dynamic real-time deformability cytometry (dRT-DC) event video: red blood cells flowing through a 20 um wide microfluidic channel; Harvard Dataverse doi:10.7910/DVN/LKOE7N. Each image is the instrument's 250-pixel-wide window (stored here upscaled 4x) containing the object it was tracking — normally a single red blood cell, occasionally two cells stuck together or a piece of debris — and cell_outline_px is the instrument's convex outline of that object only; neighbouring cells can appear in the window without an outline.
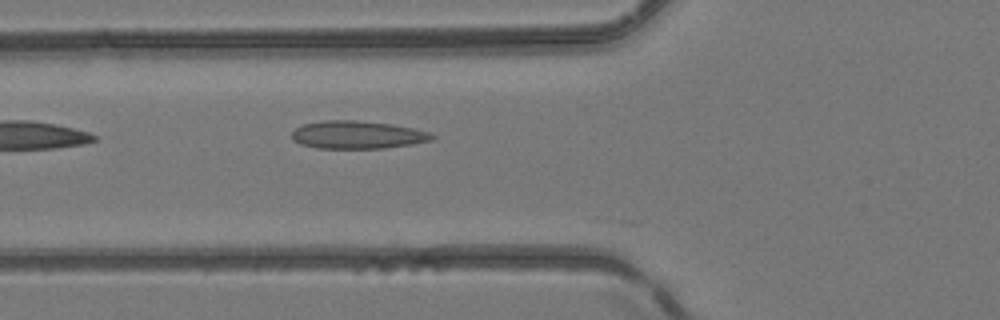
{"species": "common noctule bat (a hibernating species)", "species_latin": "Nyctalus noctula", "temperature_condition": "room temperature", "stored_images_in_passage": 7, "camera_frame_rate_fps": 3000, "um_per_image_px": 0.085, "animal": {"sex": "female", "body_mass_g": 24.6, "forearm_length_mm": 56.2}, "frame": {"image": 1, "passage_image": 2, "time_ms": 0.333, "image_size_px": [1000, 320], "cell_outline_px": [[436, 136], [432, 140], [412, 144], [384, 148], [316, 148], [300, 144], [292, 140], [292, 132], [296, 128], [304, 124], [324, 120], [356, 120], [392, 124], [412, 128], [428, 132]], "centroid_in_image_um": [30.36, 11.46], "position_along_channel_um": 95.4, "area_um2": 22.72}}
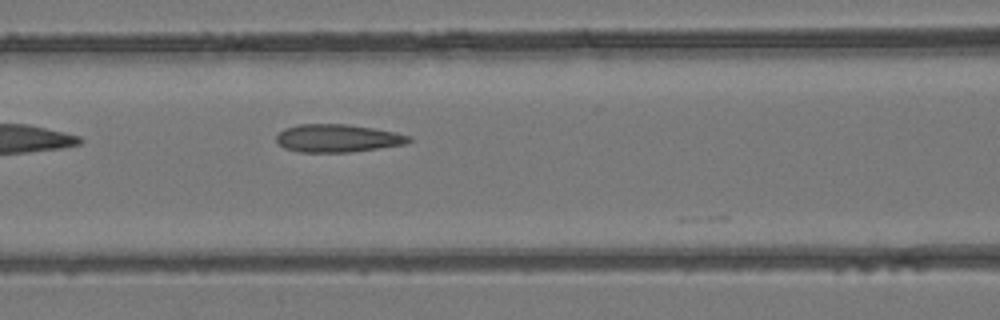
{"frame": {"image": 2, "passage_image": 5, "time_ms": 1.333, "image_size_px": [1000, 320], "cell_outline_px": [[412, 140], [404, 144], [348, 152], [300, 152], [284, 148], [276, 140], [276, 136], [284, 128], [300, 124], [348, 124], [396, 132], [412, 136]], "centroid_in_image_um": [28.69, 11.74], "position_along_channel_um": 137.9, "area_um2": 21.39}}